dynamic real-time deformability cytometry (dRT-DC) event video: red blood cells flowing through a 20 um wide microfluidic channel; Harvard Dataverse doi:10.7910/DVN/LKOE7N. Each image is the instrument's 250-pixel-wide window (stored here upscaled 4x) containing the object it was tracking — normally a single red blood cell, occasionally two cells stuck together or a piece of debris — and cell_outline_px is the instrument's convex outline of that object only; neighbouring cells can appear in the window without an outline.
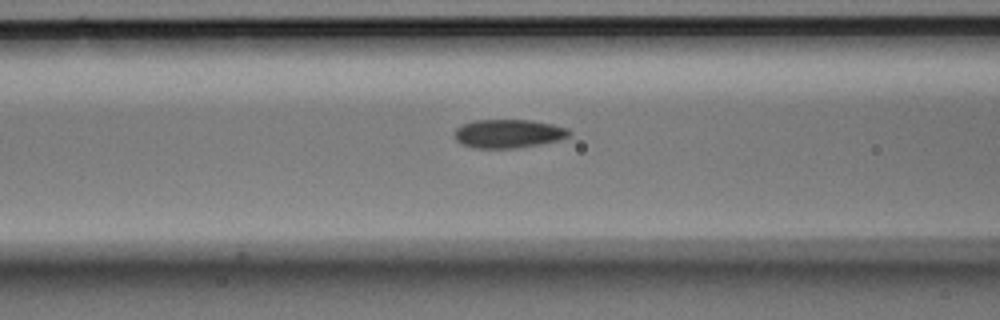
{"species": "Egyptian fruit bat (a non-hibernating species)", "species_latin": "Rousettus aegyptiacus", "temperature_condition": "room temperature", "stored_images_in_passage": 7, "camera_frame_rate_fps": 3000, "um_per_image_px": 0.085, "animal": {"sex": "male"}, "frame": {"image": 1, "passage_image": 6, "time_ms": 1.667, "image_size_px": [1000, 320], "cell_outline_px": [[572, 132], [568, 136], [560, 140], [520, 148], [472, 148], [460, 144], [456, 140], [456, 128], [464, 124], [476, 120], [528, 120], [552, 124], [568, 128]], "centroid_in_image_um": [43.23, 11.37], "position_along_channel_um": 123.4, "area_um2": 19.13}}
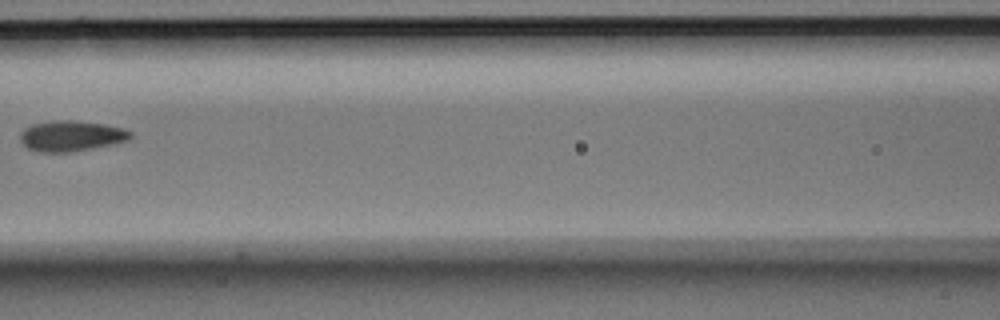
{"frame": {"image": 2, "passage_image": 7, "time_ms": 2.0, "image_size_px": [1000, 320], "cell_outline_px": [[132, 136], [128, 140], [112, 144], [92, 148], [68, 152], [36, 152], [28, 148], [20, 140], [20, 132], [24, 128], [32, 124], [56, 120], [72, 120], [104, 124], [124, 128], [132, 132]], "centroid_in_image_um": [6.04, 11.55], "position_along_channel_um": 160.6, "area_um2": 19.65}}